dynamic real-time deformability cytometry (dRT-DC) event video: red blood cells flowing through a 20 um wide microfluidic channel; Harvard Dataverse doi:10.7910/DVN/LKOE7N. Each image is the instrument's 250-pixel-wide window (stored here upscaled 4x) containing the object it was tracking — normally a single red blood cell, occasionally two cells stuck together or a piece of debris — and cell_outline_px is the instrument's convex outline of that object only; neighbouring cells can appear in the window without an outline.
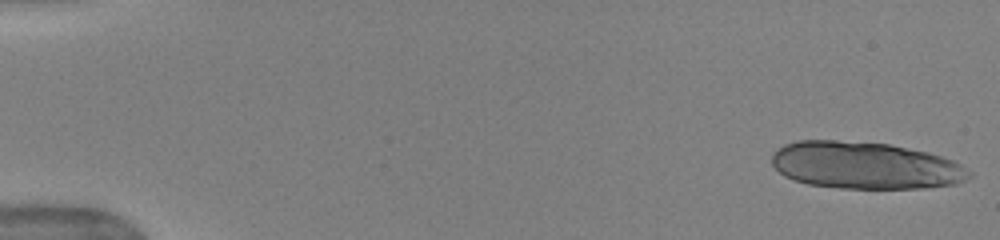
{"species": "human", "species_latin": "Homo sapiens", "temperature_condition": "warm", "stored_images_in_passage": 16, "camera_frame_rate_fps": 3000, "um_per_image_px": 0.085, "donor": {"sex": "female"}, "frame": {"image": 1, "passage_image": 1, "time_ms": 0.0, "image_size_px": [1000, 240], "cell_outline_px": [[972, 176], [956, 184], [928, 188], [840, 188], [808, 184], [784, 176], [772, 164], [772, 152], [784, 144], [796, 140], [836, 140], [888, 144], [928, 152], [952, 160], [960, 164], [972, 172]], "centroid_in_image_um": [73.54, 14.06], "position_along_channel_um": 11.5, "area_um2": 54.22}}